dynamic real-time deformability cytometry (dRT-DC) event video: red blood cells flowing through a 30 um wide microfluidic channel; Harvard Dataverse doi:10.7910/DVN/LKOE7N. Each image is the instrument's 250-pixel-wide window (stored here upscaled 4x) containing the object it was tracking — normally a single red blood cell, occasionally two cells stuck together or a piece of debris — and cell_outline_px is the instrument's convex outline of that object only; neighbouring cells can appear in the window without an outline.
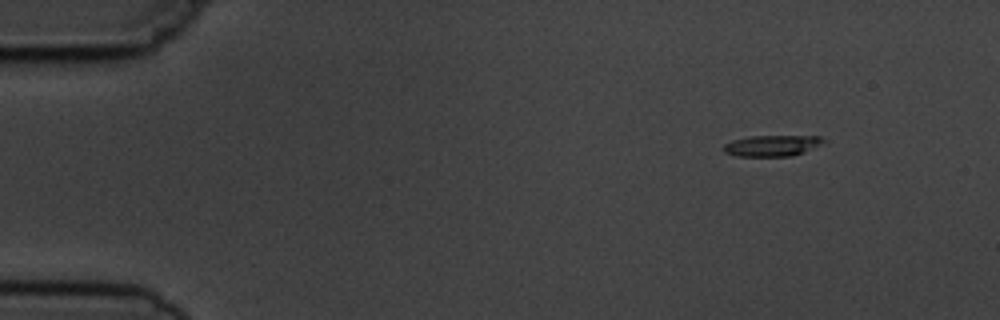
{"species": "common noctule bat (a hibernating species)", "species_latin": "Nyctalus noctula", "temperature_condition": "cold", "stored_images_in_passage": 4, "camera_frame_rate_fps": 3000, "um_per_image_px": 0.085, "animal": {"sex": "male", "body_mass_g": 19.5, "forearm_length_mm": 54.6}, "frame": {"image": 1, "passage_image": 1, "time_ms": 0.0, "image_size_px": [1000, 320], "cell_outline_px": [[828, 144], [792, 156], [736, 156], [724, 152], [724, 144], [732, 140], [752, 136], [820, 136], [828, 140]], "centroid_in_image_um": [65.74, 12.38], "position_along_channel_um": 19.3, "area_um2": 12.54}}
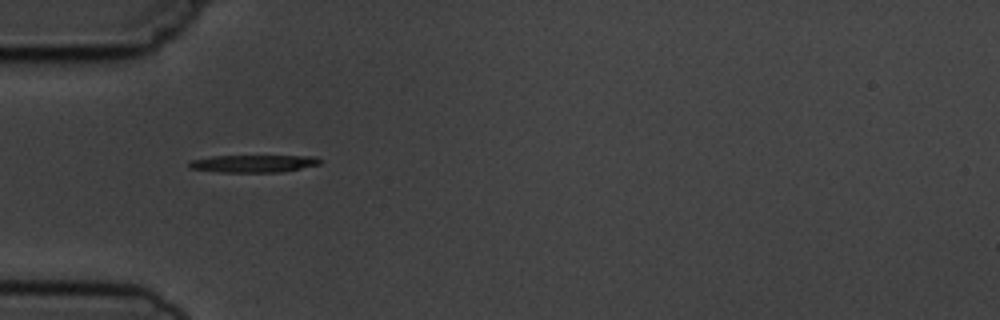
{"frame": {"image": 2, "passage_image": 4, "time_ms": 3.667, "image_size_px": [1000, 320], "cell_outline_px": [[324, 160], [320, 164], [280, 172], [220, 172], [188, 168], [188, 160], [212, 156], [316, 156]], "centroid_in_image_um": [21.52, 13.9], "position_along_channel_um": 63.5, "area_um2": 13.35}}